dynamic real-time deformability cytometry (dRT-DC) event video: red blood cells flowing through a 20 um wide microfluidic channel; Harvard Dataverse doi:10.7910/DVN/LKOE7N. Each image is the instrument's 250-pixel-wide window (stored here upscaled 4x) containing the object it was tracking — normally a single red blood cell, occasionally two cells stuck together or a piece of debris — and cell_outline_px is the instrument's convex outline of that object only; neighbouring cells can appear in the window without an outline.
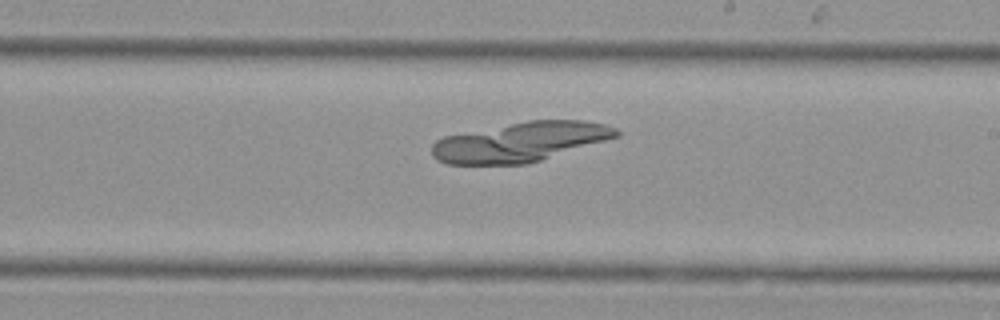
{"species": "Egyptian fruit bat (a non-hibernating species)", "species_latin": "Rousettus aegyptiacus", "temperature_condition": "cold", "stored_images_in_passage": 36, "camera_frame_rate_fps": 3000, "um_per_image_px": 0.085, "animal": {"sex": "female"}, "frame": {"image": 1, "passage_image": 22, "time_ms": 7.0, "image_size_px": [1000, 320], "cell_outline_px": [[620, 136], [528, 164], [448, 164], [436, 160], [432, 156], [432, 144], [436, 140], [444, 136], [528, 120], [584, 120], [604, 124], [616, 128], [620, 132]], "centroid_in_image_um": [44.23, 12.06], "position_along_channel_um": 244.8, "area_um2": 42.48}}